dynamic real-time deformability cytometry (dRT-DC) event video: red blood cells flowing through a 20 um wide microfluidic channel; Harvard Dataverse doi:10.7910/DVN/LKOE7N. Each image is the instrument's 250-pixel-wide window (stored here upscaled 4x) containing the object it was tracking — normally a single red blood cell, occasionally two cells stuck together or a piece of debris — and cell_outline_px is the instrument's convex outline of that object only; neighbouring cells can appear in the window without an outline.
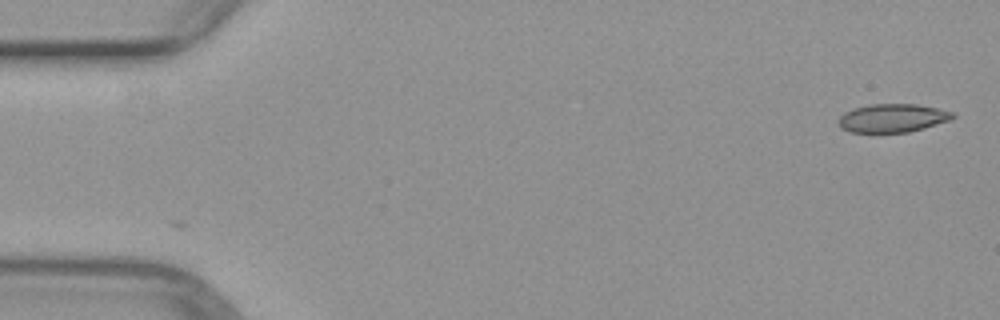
{"species": "common noctule bat (a hibernating species)", "species_latin": "Nyctalus noctula", "temperature_condition": "warm", "stored_images_in_passage": 2, "camera_frame_rate_fps": 3000, "um_per_image_px": 0.085, "animal": {"sex": "female", "body_mass_g": 29.2, "forearm_length_mm": 56.3}, "frame": {"image": 1, "passage_image": 1, "time_ms": 0.0, "image_size_px": [1000, 320], "cell_outline_px": [[956, 116], [952, 120], [924, 128], [908, 132], [848, 132], [840, 128], [836, 120], [844, 112], [852, 108], [868, 104], [916, 104], [956, 112]], "centroid_in_image_um": [75.85, 10.03], "position_along_channel_um": 9.1, "area_um2": 19.25}}